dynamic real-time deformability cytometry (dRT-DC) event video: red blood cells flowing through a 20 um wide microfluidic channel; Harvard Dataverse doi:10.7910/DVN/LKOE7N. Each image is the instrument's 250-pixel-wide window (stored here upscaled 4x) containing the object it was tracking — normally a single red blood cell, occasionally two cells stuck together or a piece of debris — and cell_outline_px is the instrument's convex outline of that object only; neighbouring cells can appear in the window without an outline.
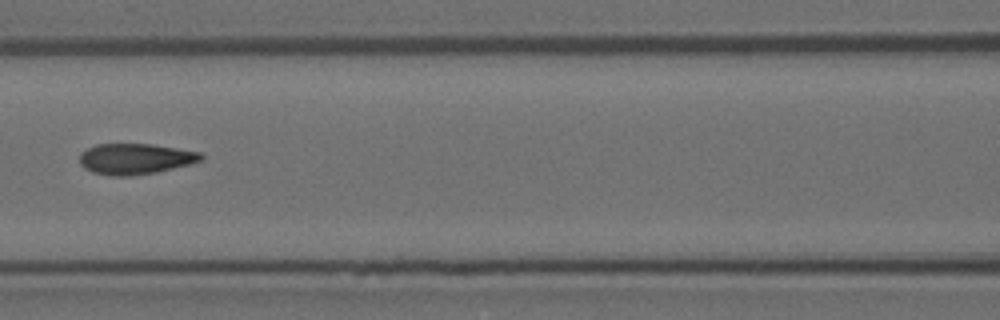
{"species": "Egyptian fruit bat (a non-hibernating species)", "species_latin": "Rousettus aegyptiacus", "temperature_condition": "room temperature", "stored_images_in_passage": 4, "camera_frame_rate_fps": 3000, "um_per_image_px": 0.085, "animal": {"sex": "female"}, "frame": {"image": 1, "passage_image": 4, "time_ms": 1.0, "image_size_px": [1000, 320], "cell_outline_px": [[204, 160], [156, 172], [132, 176], [112, 176], [92, 172], [84, 168], [80, 164], [80, 152], [96, 144], [152, 144], [200, 152], [204, 156]], "centroid_in_image_um": [11.48, 13.5], "position_along_channel_um": 155.1, "area_um2": 21.79}}